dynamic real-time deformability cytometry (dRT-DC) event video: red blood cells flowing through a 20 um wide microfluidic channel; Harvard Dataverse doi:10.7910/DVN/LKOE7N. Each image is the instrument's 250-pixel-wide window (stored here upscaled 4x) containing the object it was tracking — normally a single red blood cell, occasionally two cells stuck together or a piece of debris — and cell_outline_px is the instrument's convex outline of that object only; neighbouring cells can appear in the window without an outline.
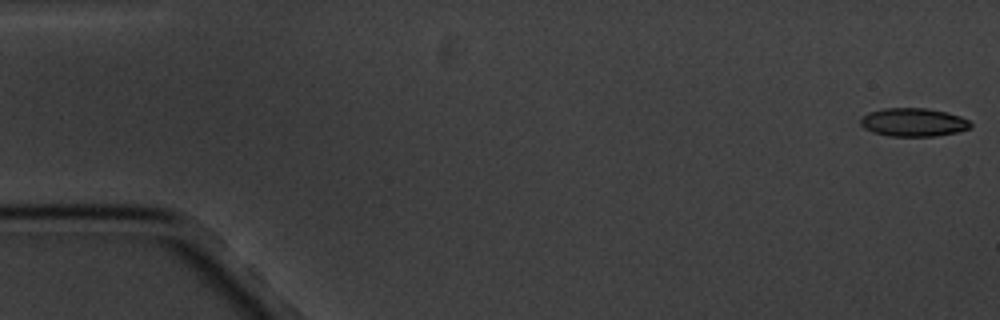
{"species": "common noctule bat (a hibernating species)", "species_latin": "Nyctalus noctula", "temperature_condition": "cold", "stored_images_in_passage": 7, "segment_of_instrument_passage": [1, 2], "camera_frame_rate_fps": 3000, "um_per_image_px": 0.085, "animal": {"sex": "male", "body_mass_g": 20.1, "forearm_length_mm": 53.5}, "frame": {"image": 1, "passage_image": 1, "time_ms": 0.0, "image_size_px": [1000, 320], "cell_outline_px": [[972, 124], [968, 128], [956, 132], [936, 136], [888, 136], [872, 132], [864, 128], [860, 124], [860, 120], [868, 112], [884, 108], [928, 108], [948, 112], [960, 116], [968, 120]], "centroid_in_image_um": [77.62, 10.39], "position_along_channel_um": 7.4, "area_um2": 18.21}}
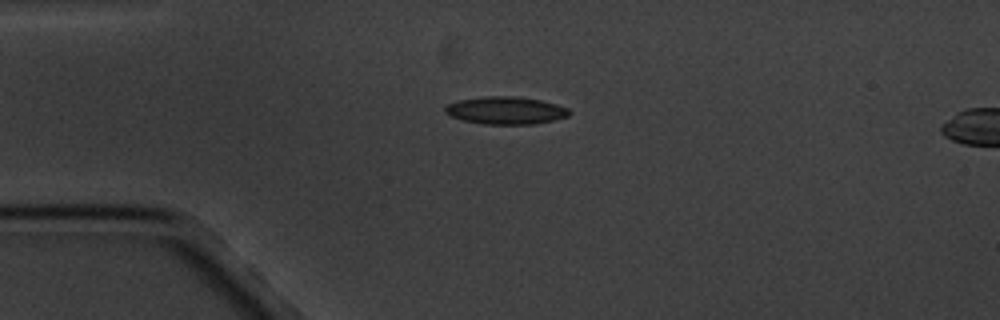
{"frame": {"image": 2, "passage_image": 5, "time_ms": 4.333, "image_size_px": [1000, 320], "cell_outline_px": [[572, 112], [568, 116], [536, 124], [484, 124], [464, 120], [452, 116], [444, 112], [444, 108], [448, 104], [460, 100], [484, 96], [516, 96], [540, 100], [556, 104], [568, 108]], "centroid_in_image_um": [43.01, 9.38], "position_along_channel_um": 42.0, "area_um2": 19.83}}